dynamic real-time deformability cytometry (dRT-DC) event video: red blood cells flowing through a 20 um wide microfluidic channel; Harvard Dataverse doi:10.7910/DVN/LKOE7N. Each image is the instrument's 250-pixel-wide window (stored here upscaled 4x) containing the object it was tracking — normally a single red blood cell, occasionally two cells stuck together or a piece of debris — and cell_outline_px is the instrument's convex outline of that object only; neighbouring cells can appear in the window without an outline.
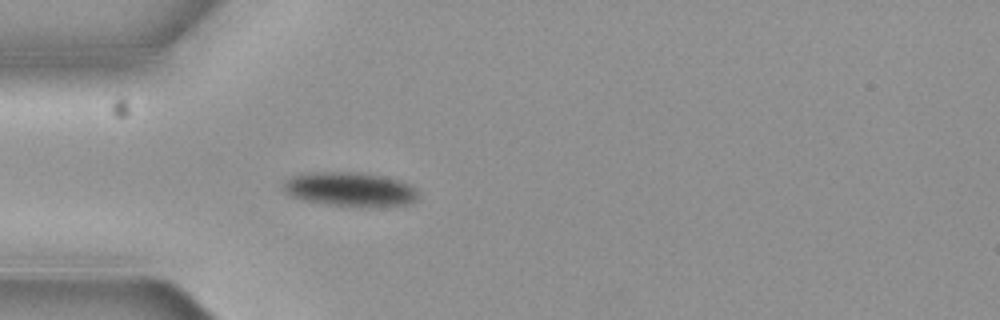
{"species": "common noctule bat (a hibernating species)", "species_latin": "Nyctalus noctula", "temperature_condition": "cold", "stored_images_in_passage": 5, "camera_frame_rate_fps": 3000, "um_per_image_px": 0.085, "animal": {"sex": "female", "body_mass_g": 19.3, "forearm_length_mm": 54.1}, "frame": {"image": 1, "passage_image": 5, "time_ms": 1.333, "image_size_px": [1000, 320], "cell_outline_px": [[420, 192], [416, 200], [408, 204], [328, 204], [304, 200], [292, 196], [284, 188], [284, 184], [292, 176], [312, 172], [356, 172], [380, 176], [396, 180], [408, 184], [416, 188]], "centroid_in_image_um": [29.76, 16.05], "position_along_channel_um": 55.2, "area_um2": 25.55}}